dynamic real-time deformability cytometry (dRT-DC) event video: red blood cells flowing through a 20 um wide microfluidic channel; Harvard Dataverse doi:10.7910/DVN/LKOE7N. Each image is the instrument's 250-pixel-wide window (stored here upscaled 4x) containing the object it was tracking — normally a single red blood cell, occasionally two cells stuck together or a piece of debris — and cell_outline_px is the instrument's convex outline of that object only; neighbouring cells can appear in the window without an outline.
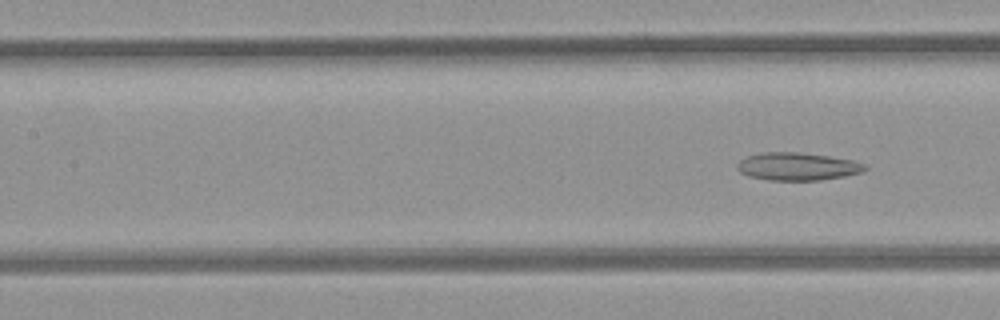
{"species": "common noctule bat (a hibernating species)", "species_latin": "Nyctalus noctula", "temperature_condition": "room temperature", "stored_images_in_passage": 6, "segment_of_instrument_passage": [2, 2], "camera_frame_rate_fps": 3000, "um_per_image_px": 0.085, "animal": {"sex": "female", "body_mass_g": 21.9}, "frame": {"image": 1, "passage_image": 6, "time_ms": 6.667, "image_size_px": [1000, 320], "cell_outline_px": [[868, 168], [860, 172], [844, 176], [820, 180], [768, 180], [748, 176], [740, 172], [736, 168], [736, 164], [740, 160], [748, 156], [760, 152], [800, 152], [828, 156], [852, 160], [868, 164]], "centroid_in_image_um": [67.77, 14.14], "position_along_channel_um": 139.6, "area_um2": 20.75}}